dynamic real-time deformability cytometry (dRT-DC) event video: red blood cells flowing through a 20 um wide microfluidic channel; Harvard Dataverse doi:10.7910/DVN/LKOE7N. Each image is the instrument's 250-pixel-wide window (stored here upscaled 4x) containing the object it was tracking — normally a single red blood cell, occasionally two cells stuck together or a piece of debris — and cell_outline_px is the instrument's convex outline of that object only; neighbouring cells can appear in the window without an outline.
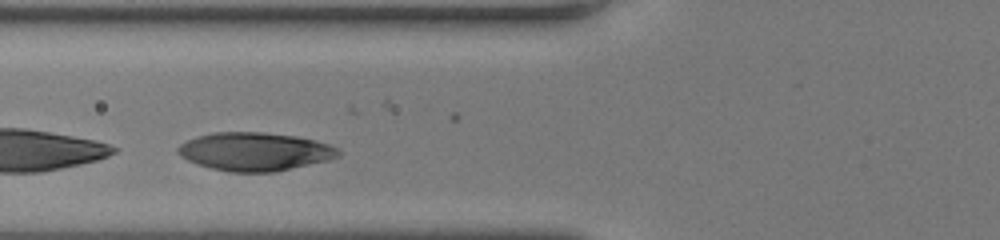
{"species": "human", "species_latin": "Homo sapiens", "temperature_condition": "room temperature", "stored_images_in_passage": 27, "camera_frame_rate_fps": 3000, "um_per_image_px": 0.085, "donor": {"sex": "female"}, "frame": {"image": 1, "passage_image": 6, "time_ms": 1.667, "image_size_px": [1000, 240], "cell_outline_px": [[340, 156], [328, 160], [276, 172], [232, 172], [212, 168], [188, 160], [180, 156], [176, 152], [176, 148], [180, 144], [196, 136], [212, 132], [264, 132], [296, 136], [316, 140], [328, 144], [336, 148], [340, 152]], "centroid_in_image_um": [21.65, 12.88], "position_along_channel_um": 104.1, "area_um2": 35.84}}
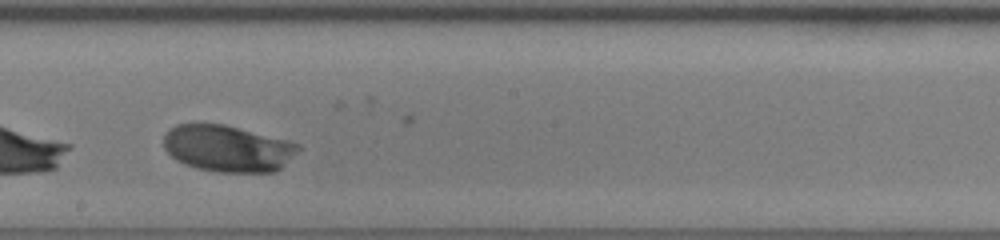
{"frame": {"image": 2, "passage_image": 15, "time_ms": 4.667, "image_size_px": [1000, 240], "cell_outline_px": [[300, 148], [276, 172], [216, 172], [196, 168], [184, 164], [176, 160], [164, 148], [164, 136], [168, 128], [176, 124], [224, 124], [288, 140], [300, 144]], "centroid_in_image_um": [19.33, 12.61], "position_along_channel_um": 228.9, "area_um2": 36.53}}
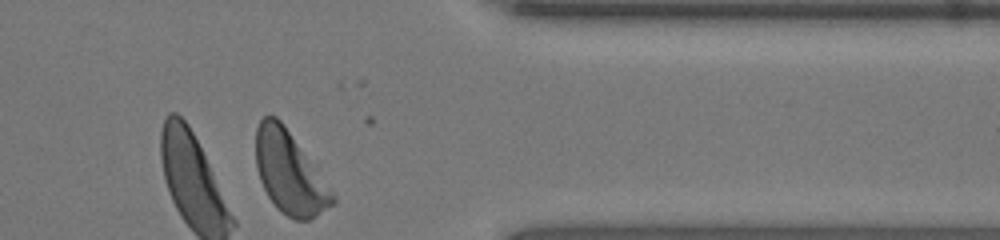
{"frame": {"image": 3, "passage_image": 27, "time_ms": 8.667, "image_size_px": [1000, 240], "cell_outline_px": [[336, 204], [316, 216], [308, 220], [296, 220], [280, 212], [276, 208], [268, 196], [260, 180], [256, 168], [256, 128], [260, 120], [264, 116], [276, 116], [284, 124], [336, 200]], "centroid_in_image_um": [24.56, 14.7], "position_along_channel_um": 386.8, "area_um2": 35.78}, "authors_computed_cell_mechanics": {"area_um2": 36.8764, "velocity_mm_per_s": 4.1664, "shape_relaxation_time_tau1_ms": 3.1531, "shape_relaxation_time_tau2_ms": null, "deformation_change_tau1": 0.1682, "deformation_change_tau2": null}}